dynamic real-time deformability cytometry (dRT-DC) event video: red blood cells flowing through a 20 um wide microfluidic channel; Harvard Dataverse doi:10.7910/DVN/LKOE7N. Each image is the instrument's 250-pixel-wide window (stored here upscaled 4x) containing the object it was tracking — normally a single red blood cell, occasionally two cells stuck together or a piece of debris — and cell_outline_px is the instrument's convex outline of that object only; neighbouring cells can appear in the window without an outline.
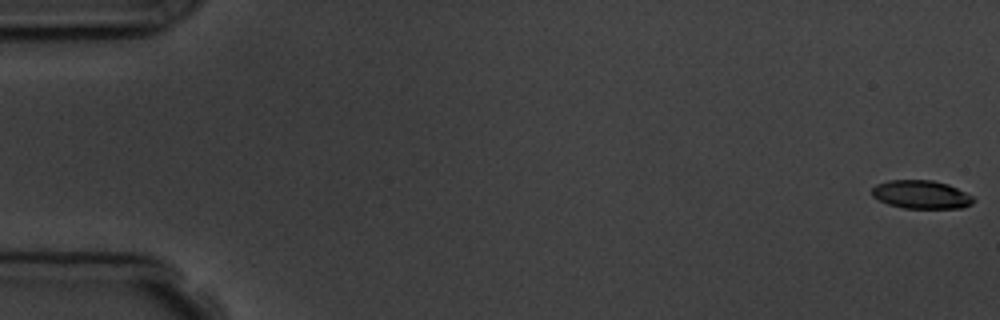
{"species": "common noctule bat (a hibernating species)", "species_latin": "Nyctalus noctula", "temperature_condition": "room temperature", "stored_images_in_passage": 3, "camera_frame_rate_fps": 3000, "um_per_image_px": 0.085, "animal": {"sex": "male", "body_mass_g": 19.5, "forearm_length_mm": 54.6}, "frame": {"image": 1, "passage_image": 1, "time_ms": 0.0, "image_size_px": [1000, 320], "cell_outline_px": [[976, 200], [972, 204], [964, 208], [904, 208], [888, 204], [872, 196], [872, 188], [876, 184], [888, 180], [932, 180], [948, 184], [972, 196]], "centroid_in_image_um": [78.31, 16.54], "position_along_channel_um": 6.7, "area_um2": 16.76}}